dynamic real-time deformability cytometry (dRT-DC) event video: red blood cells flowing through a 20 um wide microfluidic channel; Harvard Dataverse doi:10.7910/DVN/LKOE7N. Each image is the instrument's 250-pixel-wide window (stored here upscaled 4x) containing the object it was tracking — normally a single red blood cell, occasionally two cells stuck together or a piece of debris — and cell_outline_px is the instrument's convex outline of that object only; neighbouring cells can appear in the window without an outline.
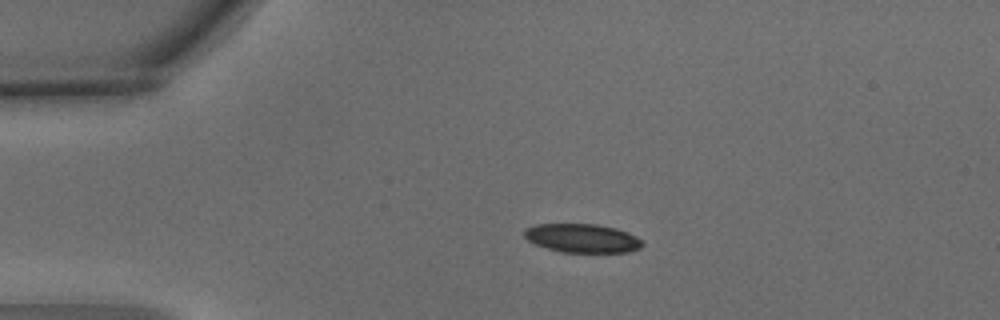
{"species": "common noctule bat (a hibernating species)", "species_latin": "Nyctalus noctula", "temperature_condition": "warm", "stored_images_in_passage": 3, "camera_frame_rate_fps": 3000, "um_per_image_px": 0.085, "animal": {"sex": "male", "body_mass_g": 15.6}, "frame": {"image": 1, "passage_image": 1, "time_ms": 0.0, "image_size_px": [1000, 320], "cell_outline_px": [[644, 244], [640, 248], [628, 252], [564, 252], [548, 248], [536, 244], [528, 240], [524, 236], [524, 228], [536, 224], [596, 224], [616, 228], [628, 232], [636, 236]], "centroid_in_image_um": [49.49, 20.24], "position_along_channel_um": 35.5, "area_um2": 19.71}}
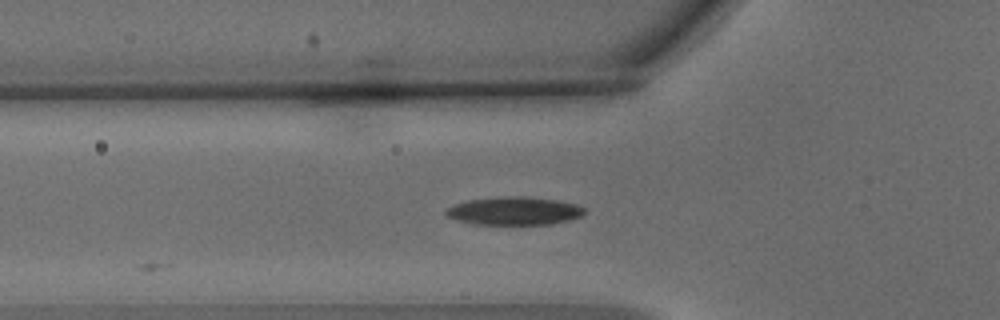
{"frame": {"image": 2, "passage_image": 3, "time_ms": 0.667, "image_size_px": [1000, 320], "cell_outline_px": [[588, 212], [584, 216], [552, 224], [472, 224], [448, 216], [444, 212], [452, 204], [468, 200], [504, 196], [524, 196], [556, 200], [576, 204], [584, 208]], "centroid_in_image_um": [43.75, 17.92], "position_along_channel_um": 82.0, "area_um2": 22.72}}